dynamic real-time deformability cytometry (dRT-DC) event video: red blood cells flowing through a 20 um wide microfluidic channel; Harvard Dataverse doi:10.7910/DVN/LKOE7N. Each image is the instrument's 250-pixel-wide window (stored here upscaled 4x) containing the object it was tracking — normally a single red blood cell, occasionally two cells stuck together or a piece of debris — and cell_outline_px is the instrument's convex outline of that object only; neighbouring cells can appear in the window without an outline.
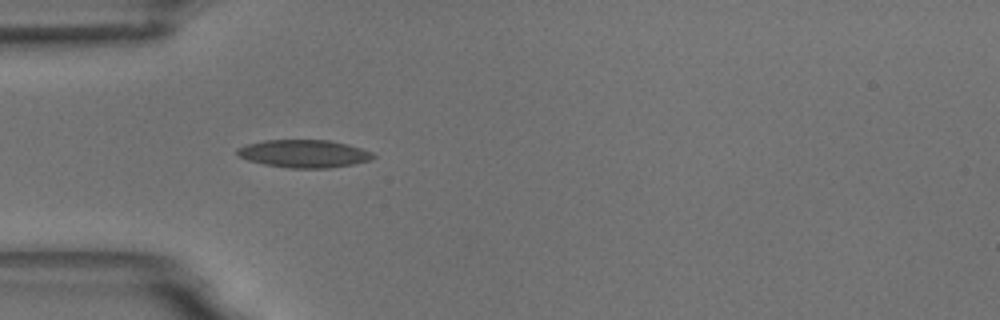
{"species": "common noctule bat (a hibernating species)", "species_latin": "Nyctalus noctula", "temperature_condition": "room temperature", "stored_images_in_passage": 39, "camera_frame_rate_fps": 3000, "um_per_image_px": 0.085, "animal": {"sex": "male", "body_mass_g": 18.8}, "frame": {"image": 1, "passage_image": 1, "time_ms": 0.0, "image_size_px": [1000, 320], "cell_outline_px": [[376, 156], [372, 160], [352, 164], [328, 168], [288, 168], [264, 164], [248, 160], [240, 156], [236, 152], [236, 148], [248, 144], [264, 140], [328, 140], [348, 144], [372, 152]], "centroid_in_image_um": [25.85, 13.06], "position_along_channel_um": 59.2, "area_um2": 21.96}}
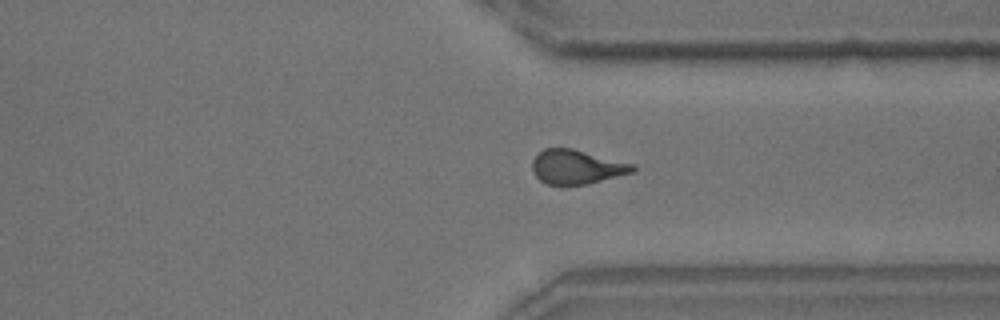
{"frame": {"image": 2, "passage_image": 26, "time_ms": 8.333, "image_size_px": [1000, 320], "cell_outline_px": [[636, 168], [632, 172], [588, 184], [548, 184], [540, 180], [536, 176], [532, 168], [532, 160], [544, 148], [572, 148], [636, 164]], "centroid_in_image_um": [49.03, 14.17], "position_along_channel_um": 362.4, "area_um2": 19.88}}
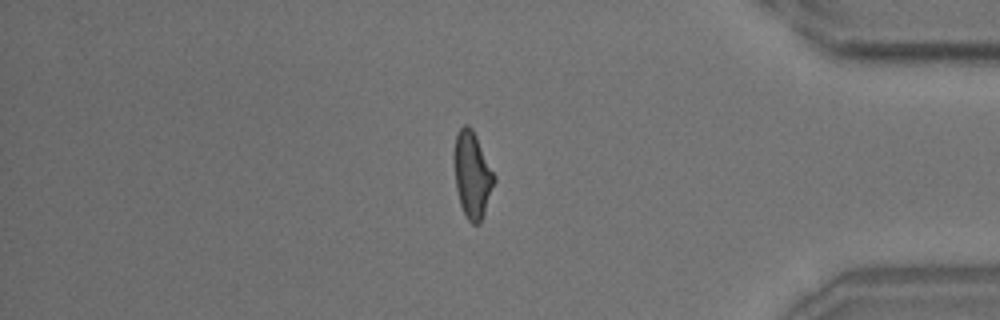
{"frame": {"image": 3, "passage_image": 31, "time_ms": 10.0, "image_size_px": [1000, 320], "cell_outline_px": [[496, 180], [480, 224], [472, 224], [468, 220], [460, 204], [456, 188], [452, 156], [456, 132], [464, 124], [468, 124], [472, 128], [496, 176]], "centroid_in_image_um": [40.12, 14.82], "position_along_channel_um": 395.1, "area_um2": 20.46}, "authors_computed_cell_mechanics": {"area_um2": 20.1722, "velocity_mm_per_s": 3.6706, "shape_relaxation_time_tau1_ms": 4.1379, "shape_relaxation_time_tau2_ms": 1.5042, "deformation_change_tau1": 0.1707, "deformation_change_tau2": 0.079}}